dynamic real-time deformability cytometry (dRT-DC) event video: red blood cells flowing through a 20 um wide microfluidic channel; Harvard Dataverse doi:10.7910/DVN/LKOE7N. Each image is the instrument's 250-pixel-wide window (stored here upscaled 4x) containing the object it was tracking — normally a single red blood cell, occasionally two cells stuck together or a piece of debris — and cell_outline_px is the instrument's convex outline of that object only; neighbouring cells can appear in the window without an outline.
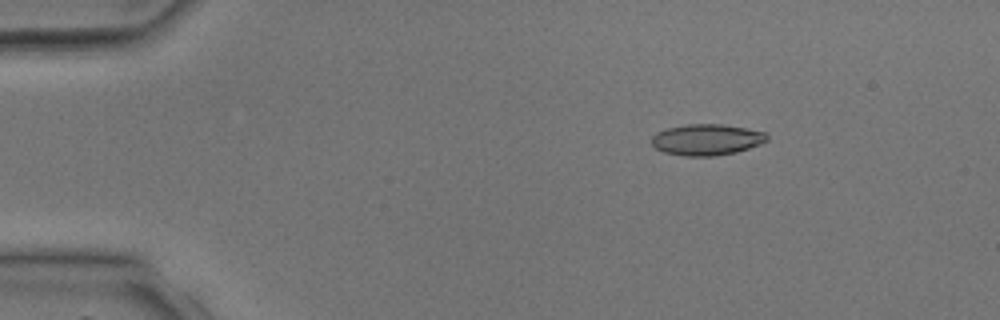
{"species": "common noctule bat (a hibernating species)", "species_latin": "Nyctalus noctula", "temperature_condition": "room temperature", "stored_images_in_passage": 4, "camera_frame_rate_fps": 3000, "um_per_image_px": 0.085, "animal": {"sex": "male", "body_mass_g": 17.9, "forearm_length_mm": 54.2}, "frame": {"image": 1, "passage_image": 2, "time_ms": 1.333, "image_size_px": [1000, 320], "cell_outline_px": [[768, 140], [760, 144], [736, 152], [716, 156], [684, 156], [664, 152], [656, 148], [652, 144], [652, 136], [656, 132], [668, 128], [688, 124], [720, 124], [744, 128], [764, 132], [768, 136]], "centroid_in_image_um": [60.05, 11.88], "position_along_channel_um": 24.9, "area_um2": 20.81}}
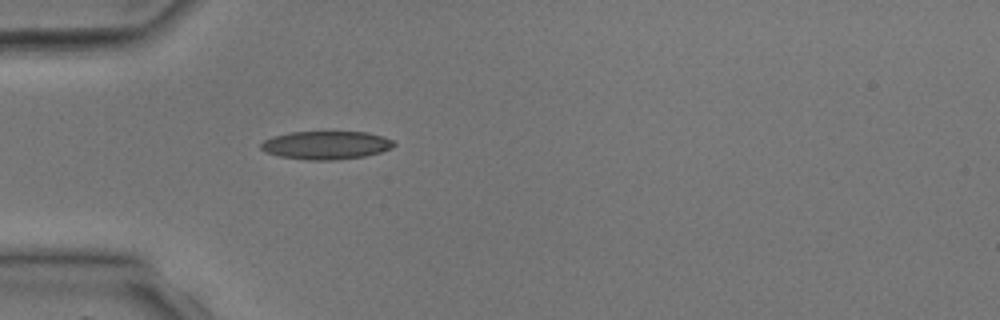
{"frame": {"image": 2, "passage_image": 4, "time_ms": 3.333, "image_size_px": [1000, 320], "cell_outline_px": [[396, 144], [392, 148], [380, 152], [364, 156], [336, 160], [308, 160], [280, 156], [264, 152], [260, 148], [260, 144], [264, 140], [272, 136], [292, 132], [368, 132], [384, 136], [392, 140]], "centroid_in_image_um": [27.72, 12.34], "position_along_channel_um": 57.3, "area_um2": 21.96}}